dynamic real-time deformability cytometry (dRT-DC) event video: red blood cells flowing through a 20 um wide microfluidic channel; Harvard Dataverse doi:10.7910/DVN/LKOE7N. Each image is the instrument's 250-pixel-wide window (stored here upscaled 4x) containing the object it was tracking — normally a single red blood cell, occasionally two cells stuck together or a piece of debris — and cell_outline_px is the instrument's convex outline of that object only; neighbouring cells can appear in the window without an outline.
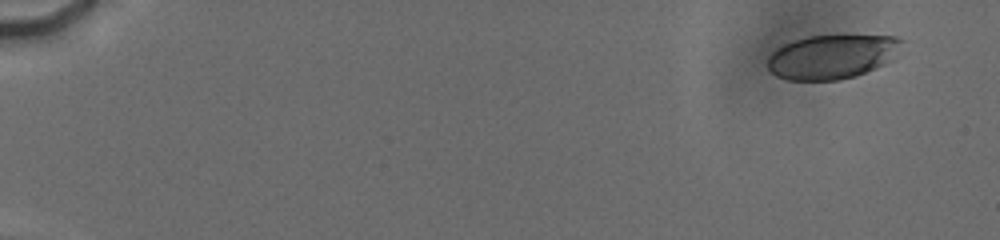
{"species": "human", "species_latin": "Homo sapiens", "temperature_condition": "cold", "stored_images_in_passage": 46, "camera_frame_rate_fps": 3000, "um_per_image_px": 0.085, "donor": {"sex": "male"}, "frame": {"image": 1, "passage_image": 4, "time_ms": 1.333, "image_size_px": [1000, 240], "cell_outline_px": [[908, 40], [900, 56], [856, 76], [836, 80], [788, 80], [776, 76], [768, 68], [768, 56], [776, 48], [784, 44], [808, 36], [900, 36]], "centroid_in_image_um": [70.82, 4.81], "position_along_channel_um": 14.2, "area_um2": 34.97}}
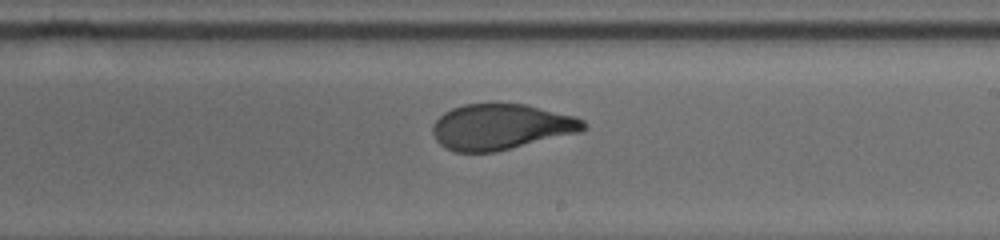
{"frame": {"image": 2, "passage_image": 30, "time_ms": 12.0, "image_size_px": [1000, 240], "cell_outline_px": [[584, 128], [580, 132], [496, 152], [456, 152], [444, 148], [436, 140], [432, 132], [432, 128], [436, 120], [444, 112], [452, 108], [464, 104], [528, 104], [576, 116], [584, 120]], "centroid_in_image_um": [42.58, 10.78], "position_along_channel_um": 246.4, "area_um2": 40.23}}
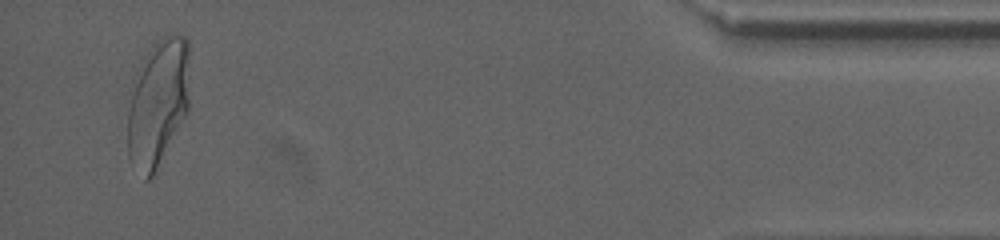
{"frame": {"image": 3, "passage_image": 45, "time_ms": 18.333, "image_size_px": [1000, 240], "cell_outline_px": [[188, 112], [152, 176], [148, 180], [144, 180], [128, 156], [128, 112], [136, 72], [152, 44], [156, 40], [168, 32], [184, 36], [188, 40]], "centroid_in_image_um": [13.43, 8.69], "position_along_channel_um": 421.8, "area_um2": 45.84}, "authors_computed_cell_mechanics": {"area_um2": 40.2577, "velocity_mm_per_s": 3.7743, "shape_relaxation_time_tau1_ms": 5.0506, "shape_relaxation_time_tau2_ms": 0.8882, "deformation_change_tau1": 0.1794, "deformation_change_tau2": 0.0731}}